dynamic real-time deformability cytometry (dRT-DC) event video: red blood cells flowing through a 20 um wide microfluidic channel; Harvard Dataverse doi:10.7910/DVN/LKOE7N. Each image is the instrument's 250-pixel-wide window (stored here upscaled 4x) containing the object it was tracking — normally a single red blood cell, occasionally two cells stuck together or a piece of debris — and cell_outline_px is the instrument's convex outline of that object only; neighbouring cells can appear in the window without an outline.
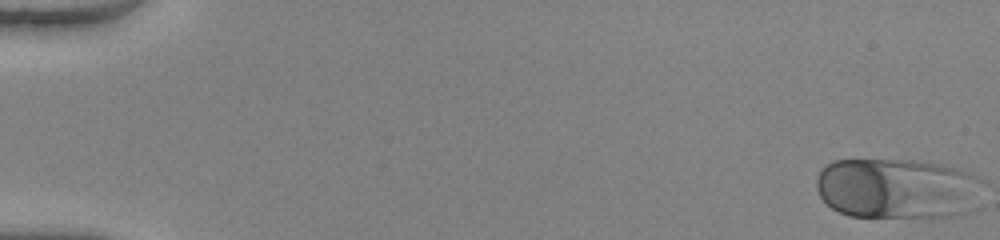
{"species": "human", "species_latin": "Homo sapiens", "temperature_condition": "warm", "stored_images_in_passage": 51, "camera_frame_rate_fps": 3000, "um_per_image_px": 0.085, "donor": {"sex": "female"}, "frame": {"image": 1, "passage_image": 1, "time_ms": 0.0, "image_size_px": [1000, 240], "cell_outline_px": [[984, 180], [980, 208], [972, 212], [960, 216], [848, 216], [832, 208], [820, 196], [816, 188], [816, 180], [820, 172], [832, 160], [920, 160], [940, 164], [956, 168], [968, 172]], "centroid_in_image_um": [76.39, 16.03], "position_along_channel_um": 8.6, "area_um2": 59.77}}
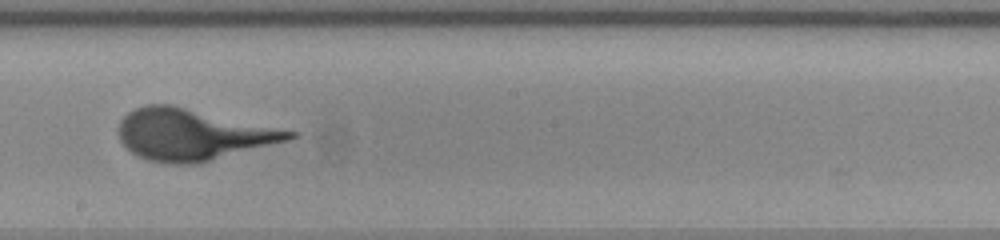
{"frame": {"image": 2, "passage_image": 30, "time_ms": 9.667, "image_size_px": [1000, 240], "cell_outline_px": [[300, 132], [296, 136], [288, 140], [196, 164], [172, 164], [148, 160], [132, 152], [120, 140], [116, 128], [120, 120], [128, 112], [136, 108], [148, 104], [172, 104]], "centroid_in_image_um": [16.35, 11.42], "position_along_channel_um": 231.9, "area_um2": 50.98}}
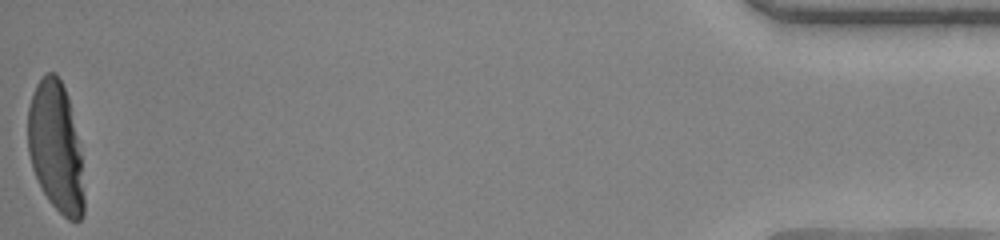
{"frame": {"image": 3, "passage_image": 51, "time_ms": 16.667, "image_size_px": [1000, 240], "cell_outline_px": [[84, 212], [80, 220], [68, 220], [48, 200], [32, 168], [28, 152], [28, 108], [36, 84], [48, 72], [56, 72], [68, 96], [80, 152], [84, 196]], "centroid_in_image_um": [4.73, 12.51], "position_along_channel_um": 430.5, "area_um2": 42.02}}